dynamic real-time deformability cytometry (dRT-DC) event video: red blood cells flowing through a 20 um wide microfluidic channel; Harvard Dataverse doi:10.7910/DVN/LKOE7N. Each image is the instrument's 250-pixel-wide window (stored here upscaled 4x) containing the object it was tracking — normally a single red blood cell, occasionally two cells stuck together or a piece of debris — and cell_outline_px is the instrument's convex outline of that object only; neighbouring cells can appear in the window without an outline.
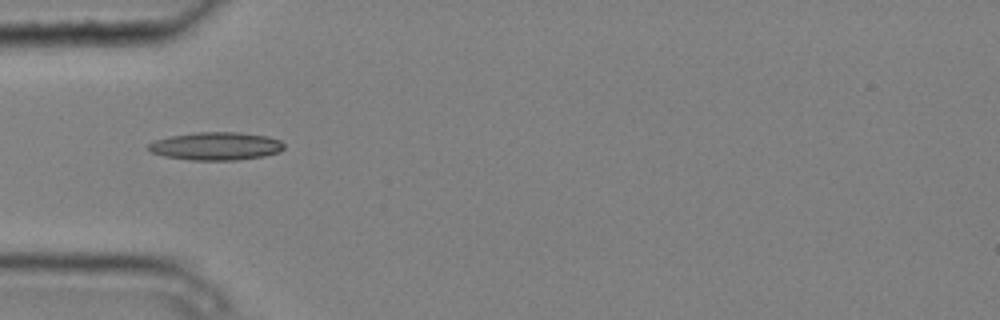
{"species": "common noctule bat (a hibernating species)", "species_latin": "Nyctalus noctula", "temperature_condition": "cold", "stored_images_in_passage": 9, "camera_frame_rate_fps": 3000, "um_per_image_px": 0.085, "animal": {"sex": "male", "body_mass_g": 20.4}, "frame": {"image": 1, "passage_image": 4, "time_ms": 1.0, "image_size_px": [1000, 320], "cell_outline_px": [[284, 148], [280, 152], [264, 156], [236, 160], [192, 160], [164, 156], [152, 152], [148, 148], [148, 144], [152, 140], [172, 136], [196, 132], [240, 132], [268, 136], [280, 140], [284, 144]], "centroid_in_image_um": [18.38, 12.41], "position_along_channel_um": 66.6, "area_um2": 22.2}}
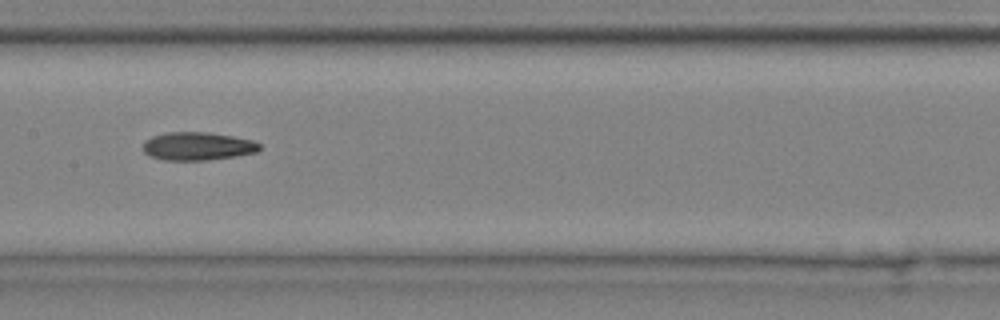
{"frame": {"image": 2, "passage_image": 7, "time_ms": 2.0, "image_size_px": [1000, 320], "cell_outline_px": [[260, 148], [256, 152], [236, 156], [204, 160], [164, 160], [148, 156], [144, 152], [144, 140], [152, 136], [164, 132], [208, 132], [232, 136], [252, 140], [260, 144]], "centroid_in_image_um": [16.76, 12.42], "position_along_channel_um": 190.6, "area_um2": 19.13}}
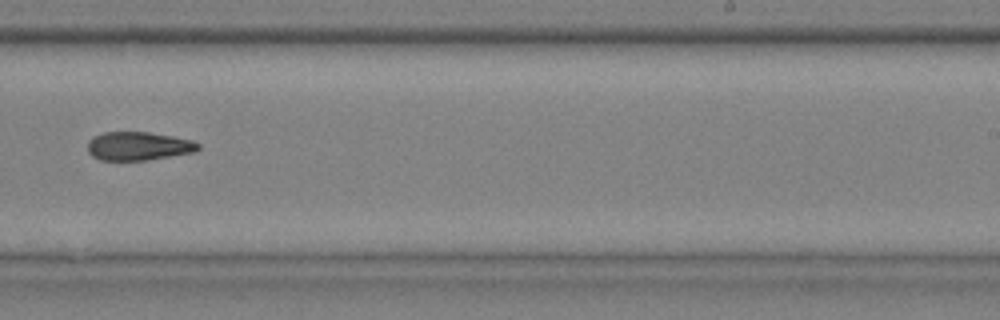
{"frame": {"image": 3, "passage_image": 9, "time_ms": 2.667, "image_size_px": [1000, 320], "cell_outline_px": [[200, 148], [196, 152], [148, 160], [100, 160], [92, 156], [88, 152], [88, 140], [104, 132], [148, 132], [172, 136], [192, 140], [200, 144]], "centroid_in_image_um": [11.79, 12.42], "position_along_channel_um": 277.2, "area_um2": 18.44}}